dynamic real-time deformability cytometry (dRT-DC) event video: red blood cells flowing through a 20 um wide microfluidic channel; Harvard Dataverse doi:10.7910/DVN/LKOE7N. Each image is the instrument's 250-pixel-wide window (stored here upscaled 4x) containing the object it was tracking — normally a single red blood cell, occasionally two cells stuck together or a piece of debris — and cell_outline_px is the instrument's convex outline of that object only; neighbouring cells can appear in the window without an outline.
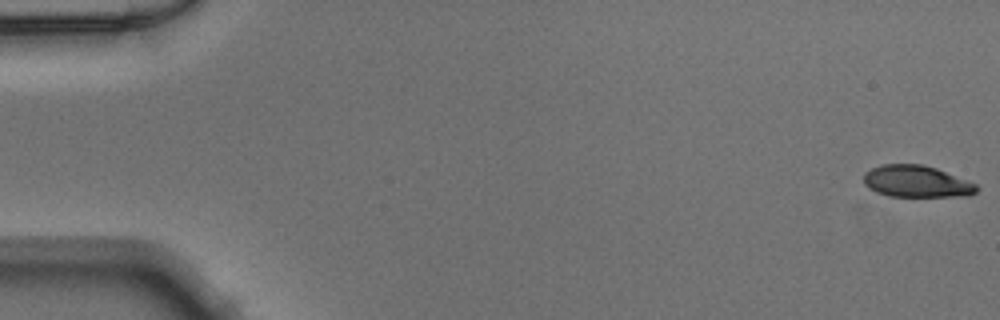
{"species": "Egyptian fruit bat (a non-hibernating species)", "species_latin": "Rousettus aegyptiacus", "temperature_condition": "warm", "stored_images_in_passage": 50, "camera_frame_rate_fps": 3000, "um_per_image_px": 0.085, "animal": {"sex": "male"}, "frame": {"image": 1, "passage_image": 1, "time_ms": 0.0, "image_size_px": [1000, 320], "cell_outline_px": [[980, 188], [972, 196], [888, 196], [876, 192], [868, 188], [864, 184], [864, 172], [872, 168], [884, 164], [924, 164], [936, 168], [976, 184]], "centroid_in_image_um": [77.9, 15.43], "position_along_channel_um": 7.1, "area_um2": 20.98}}
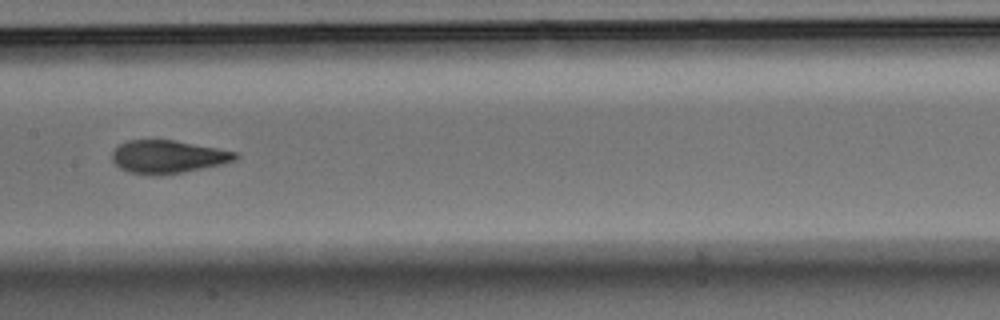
{"frame": {"image": 2, "passage_image": 26, "time_ms": 8.333, "image_size_px": [1000, 320], "cell_outline_px": [[240, 156], [236, 160], [224, 164], [160, 176], [156, 176], [128, 172], [120, 168], [112, 160], [112, 152], [120, 144], [128, 140], [176, 140], [236, 152]], "centroid_in_image_um": [14.28, 13.33], "position_along_channel_um": 193.1, "area_um2": 23.76}}
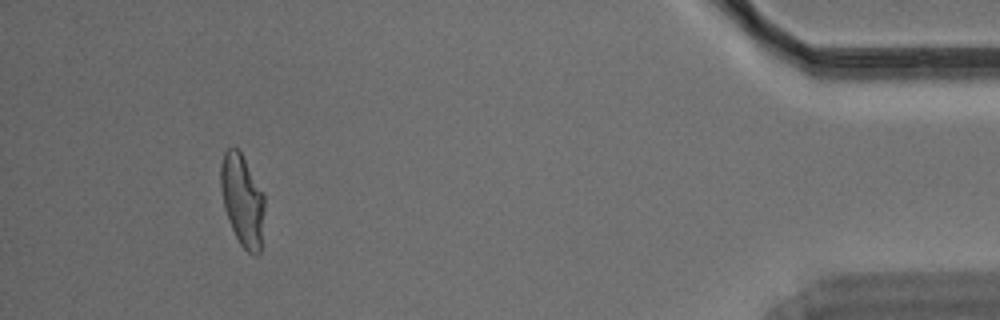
{"frame": {"image": 3, "passage_image": 47, "time_ms": 15.333, "image_size_px": [1000, 320], "cell_outline_px": [[264, 208], [260, 252], [256, 256], [248, 252], [240, 244], [228, 220], [224, 208], [220, 188], [220, 164], [224, 152], [228, 148], [240, 148], [264, 192]], "centroid_in_image_um": [20.6, 16.96], "position_along_channel_um": 414.6, "area_um2": 23.81}}